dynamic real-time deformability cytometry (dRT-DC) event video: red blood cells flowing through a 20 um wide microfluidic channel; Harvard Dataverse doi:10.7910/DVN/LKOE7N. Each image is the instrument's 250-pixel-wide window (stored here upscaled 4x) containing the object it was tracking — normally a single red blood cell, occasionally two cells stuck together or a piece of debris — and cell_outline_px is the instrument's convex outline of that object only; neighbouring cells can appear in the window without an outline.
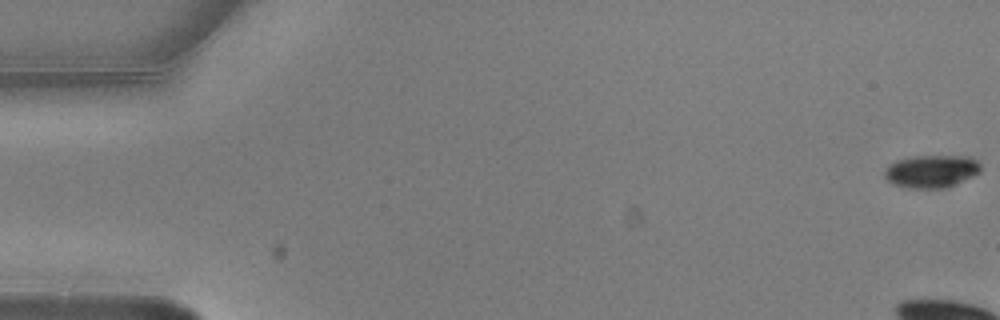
{"species": "common noctule bat (a hibernating species)", "species_latin": "Nyctalus noctula", "temperature_condition": "warm", "stored_images_in_passage": 5, "camera_frame_rate_fps": 3000, "um_per_image_px": 0.085, "animal": {"sex": "male", "body_mass_g": 20.5, "forearm_length_mm": 52.5}, "frame": {"image": 1, "passage_image": 1, "time_ms": 0.0, "image_size_px": [1000, 320], "cell_outline_px": [[980, 172], [948, 188], [908, 188], [892, 184], [884, 176], [884, 172], [888, 164], [896, 160], [912, 156], [972, 156], [980, 164]], "centroid_in_image_um": [79.16, 14.55], "position_along_channel_um": 5.8, "area_um2": 18.5}}